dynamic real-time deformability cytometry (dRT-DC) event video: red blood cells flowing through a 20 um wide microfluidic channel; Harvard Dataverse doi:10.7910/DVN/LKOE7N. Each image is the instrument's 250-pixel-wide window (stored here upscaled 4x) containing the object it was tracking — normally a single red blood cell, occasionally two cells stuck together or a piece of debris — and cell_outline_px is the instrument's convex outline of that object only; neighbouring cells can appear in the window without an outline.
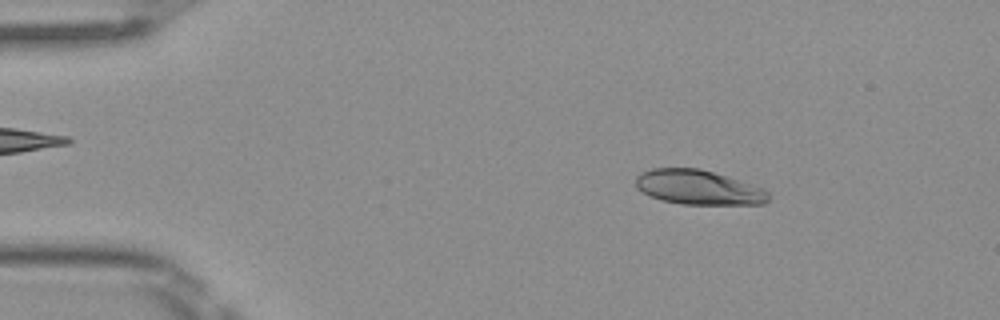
{"species": "Egyptian fruit bat (a non-hibernating species)", "species_latin": "Rousettus aegyptiacus", "temperature_condition": "room temperature", "stored_images_in_passage": 4, "camera_frame_rate_fps": 3000, "um_per_image_px": 0.085, "frame": {"image": 1, "passage_image": 2, "time_ms": 0.333, "image_size_px": [1000, 320], "cell_outline_px": [[768, 200], [764, 204], [680, 204], [660, 200], [636, 188], [636, 176], [640, 172], [652, 168], [700, 168], [764, 188], [768, 192]], "centroid_in_image_um": [59.34, 15.92], "position_along_channel_um": 25.7, "area_um2": 26.65}}
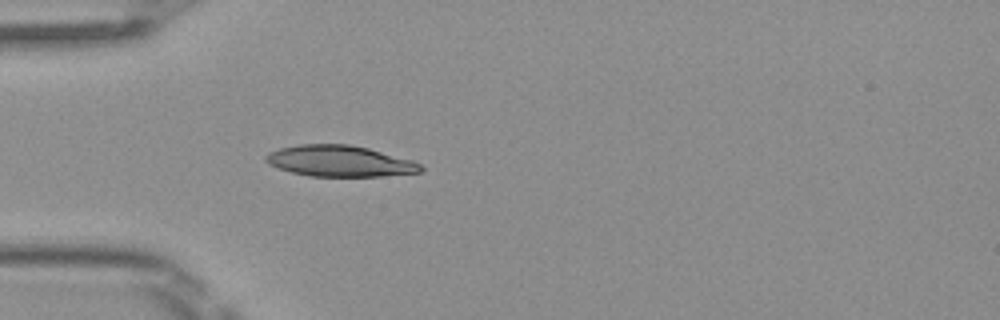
{"frame": {"image": 2, "passage_image": 4, "time_ms": 1.0, "image_size_px": [1000, 320], "cell_outline_px": [[424, 168], [420, 172], [380, 176], [308, 176], [292, 172], [268, 164], [264, 160], [264, 156], [268, 152], [280, 148], [300, 144], [348, 144], [368, 148], [412, 160], [420, 164]], "centroid_in_image_um": [28.85, 13.68], "position_along_channel_um": 56.2, "area_um2": 27.98}}